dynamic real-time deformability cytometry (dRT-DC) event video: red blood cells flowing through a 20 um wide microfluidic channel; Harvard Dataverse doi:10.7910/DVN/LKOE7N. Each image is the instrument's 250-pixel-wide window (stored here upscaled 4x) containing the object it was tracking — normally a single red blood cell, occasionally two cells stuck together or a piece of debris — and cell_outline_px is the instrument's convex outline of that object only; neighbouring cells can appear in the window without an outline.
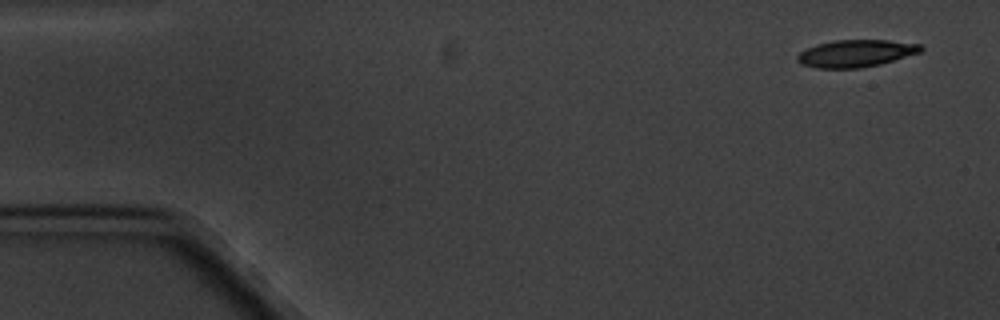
{"species": "common noctule bat (a hibernating species)", "species_latin": "Nyctalus noctula", "temperature_condition": "cold", "stored_images_in_passage": 6, "camera_frame_rate_fps": 3000, "um_per_image_px": 0.085, "animal": {"sex": "male", "body_mass_g": 20.1, "forearm_length_mm": 53.5}, "frame": {"image": 1, "passage_image": 1, "time_ms": 0.0, "image_size_px": [1000, 320], "cell_outline_px": [[924, 48], [920, 52], [880, 64], [860, 68], [816, 68], [800, 64], [796, 60], [796, 56], [804, 48], [816, 44], [836, 40], [888, 40], [920, 44]], "centroid_in_image_um": [72.69, 4.53], "position_along_channel_um": 12.3, "area_um2": 19.65}}
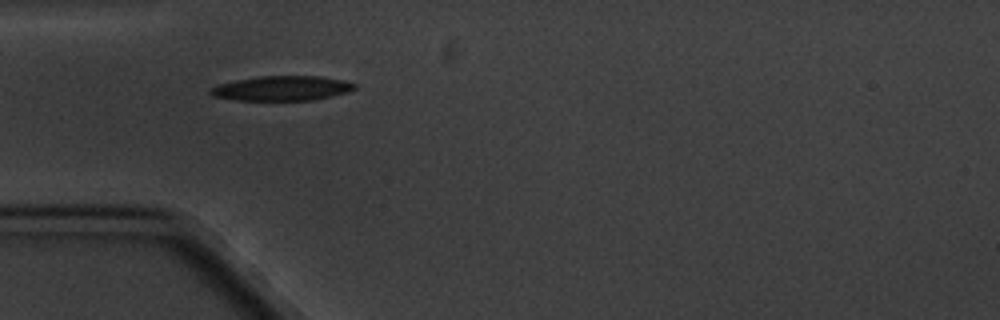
{"frame": {"image": 2, "passage_image": 5, "time_ms": 4.667, "image_size_px": [1000, 320], "cell_outline_px": [[356, 88], [348, 92], [332, 96], [312, 100], [236, 100], [216, 96], [208, 92], [208, 88], [220, 84], [236, 80], [260, 76], [320, 76], [344, 80], [356, 84]], "centroid_in_image_um": [23.99, 7.5], "position_along_channel_um": 61.0, "area_um2": 20.69}}